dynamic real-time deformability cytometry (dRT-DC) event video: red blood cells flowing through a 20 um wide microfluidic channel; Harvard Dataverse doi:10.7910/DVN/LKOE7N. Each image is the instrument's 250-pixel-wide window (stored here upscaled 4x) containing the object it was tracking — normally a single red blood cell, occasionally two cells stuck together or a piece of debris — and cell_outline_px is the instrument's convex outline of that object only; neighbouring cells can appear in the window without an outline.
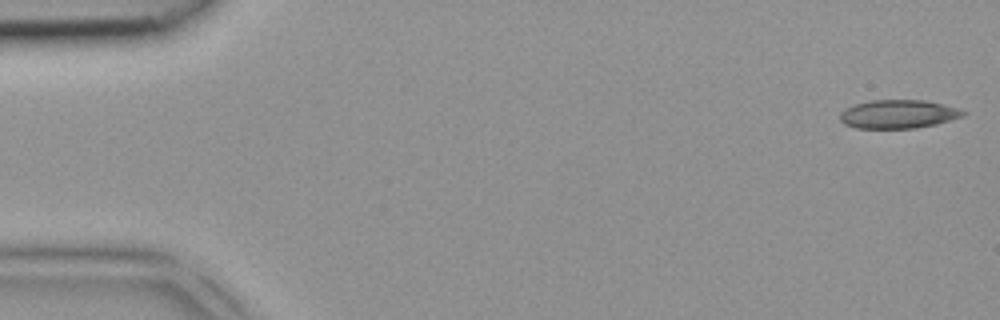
{"species": "common noctule bat (a hibernating species)", "species_latin": "Nyctalus noctula", "temperature_condition": "room temperature", "stored_images_in_passage": 4, "camera_frame_rate_fps": 3000, "um_per_image_px": 0.085, "animal": {"sex": "female", "body_mass_g": 18.4}, "frame": {"image": 1, "passage_image": 1, "time_ms": 0.0, "image_size_px": [1000, 320], "cell_outline_px": [[968, 112], [964, 116], [936, 124], [916, 128], [856, 128], [844, 124], [840, 120], [840, 112], [844, 108], [868, 100], [924, 100], [944, 104]], "centroid_in_image_um": [76.34, 9.7], "position_along_channel_um": 8.7, "area_um2": 20.58}}